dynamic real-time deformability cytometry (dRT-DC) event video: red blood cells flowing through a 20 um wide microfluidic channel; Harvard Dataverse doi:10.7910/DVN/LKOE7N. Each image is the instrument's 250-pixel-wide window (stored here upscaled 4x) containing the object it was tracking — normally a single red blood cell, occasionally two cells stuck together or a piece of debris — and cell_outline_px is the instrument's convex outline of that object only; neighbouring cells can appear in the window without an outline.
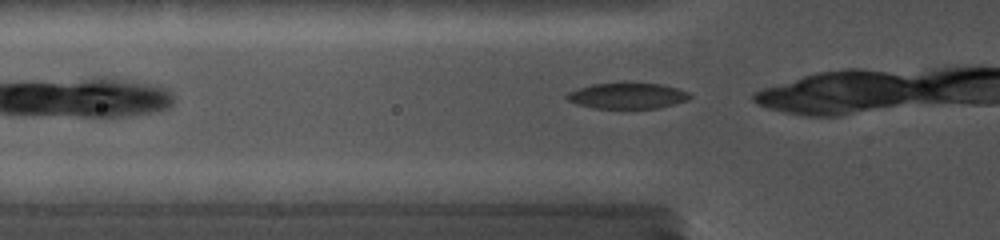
{"species": "common noctule bat (a hibernating species)", "species_latin": "Nyctalus noctula", "temperature_condition": "cold", "stored_images_in_passage": 11, "camera_frame_rate_fps": 5000, "um_per_image_px": 0.085, "animal": {"sex": "female", "body_mass_g": 19.0, "forearm_length_mm": 56.7}, "frame": {"image": 1, "passage_image": 2, "time_ms": 0.2, "image_size_px": [1000, 240], "cell_outline_px": [[688, 96], [680, 100], [656, 108], [596, 108], [572, 100], [568, 96], [584, 88], [600, 84], [652, 84], [668, 88], [680, 92]], "centroid_in_image_um": [53.28, 8.17], "position_along_channel_um": 72.5, "area_um2": 16.07}}